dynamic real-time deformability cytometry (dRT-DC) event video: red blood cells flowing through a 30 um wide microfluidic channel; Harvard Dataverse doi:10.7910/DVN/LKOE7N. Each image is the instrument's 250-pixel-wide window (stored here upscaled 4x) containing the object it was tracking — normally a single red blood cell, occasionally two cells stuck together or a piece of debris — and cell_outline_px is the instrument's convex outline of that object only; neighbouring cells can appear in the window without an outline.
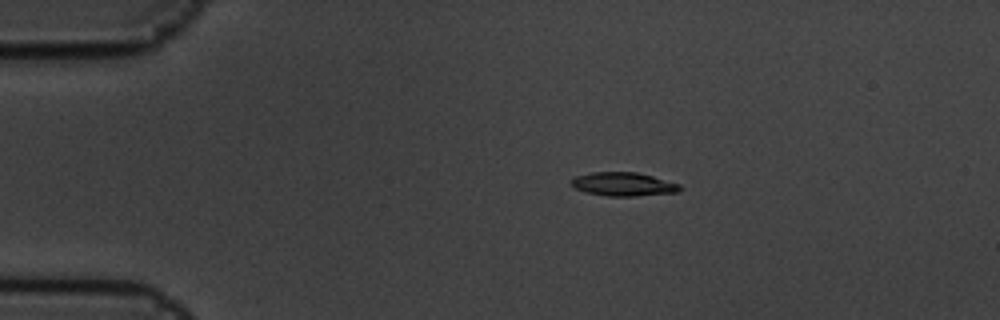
{"species": "common noctule bat (a hibernating species)", "species_latin": "Nyctalus noctula", "temperature_condition": "cold", "stored_images_in_passage": 6, "camera_frame_rate_fps": 3000, "um_per_image_px": 0.085, "animal": {"sex": "male", "body_mass_g": 19.5, "forearm_length_mm": 54.6}, "frame": {"image": 1, "passage_image": 3, "time_ms": 0.667, "image_size_px": [1000, 320], "cell_outline_px": [[680, 188], [676, 192], [636, 196], [608, 196], [584, 192], [576, 188], [572, 184], [572, 180], [576, 176], [592, 172], [636, 172], [652, 176], [680, 184]], "centroid_in_image_um": [52.97, 15.65], "position_along_channel_um": 32.0, "area_um2": 14.74}}
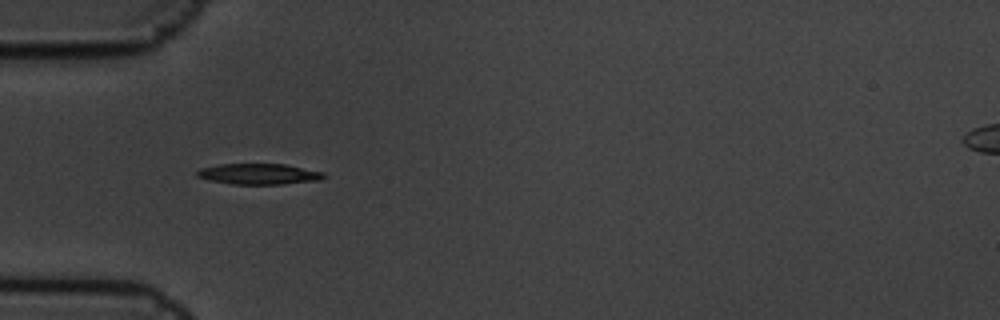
{"frame": {"image": 2, "passage_image": 5, "time_ms": 1.333, "image_size_px": [1000, 320], "cell_outline_px": [[324, 176], [320, 180], [284, 184], [232, 184], [212, 180], [196, 176], [196, 172], [200, 168], [220, 164], [284, 164], [324, 172]], "centroid_in_image_um": [22.01, 14.79], "position_along_channel_um": 63.0, "area_um2": 15.2}}
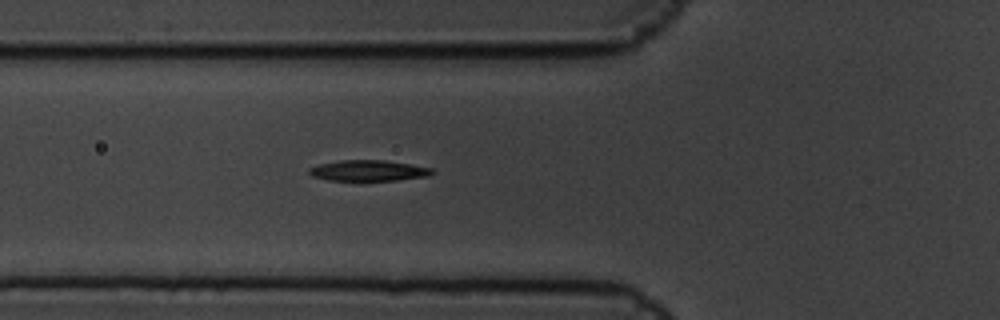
{"frame": {"image": 3, "passage_image": 6, "time_ms": 1.667, "image_size_px": [1000, 320], "cell_outline_px": [[436, 172], [428, 176], [396, 180], [328, 180], [312, 176], [308, 172], [308, 168], [316, 164], [340, 160], [384, 160], [432, 168]], "centroid_in_image_um": [31.28, 14.49], "position_along_channel_um": 94.5, "area_um2": 14.91}}